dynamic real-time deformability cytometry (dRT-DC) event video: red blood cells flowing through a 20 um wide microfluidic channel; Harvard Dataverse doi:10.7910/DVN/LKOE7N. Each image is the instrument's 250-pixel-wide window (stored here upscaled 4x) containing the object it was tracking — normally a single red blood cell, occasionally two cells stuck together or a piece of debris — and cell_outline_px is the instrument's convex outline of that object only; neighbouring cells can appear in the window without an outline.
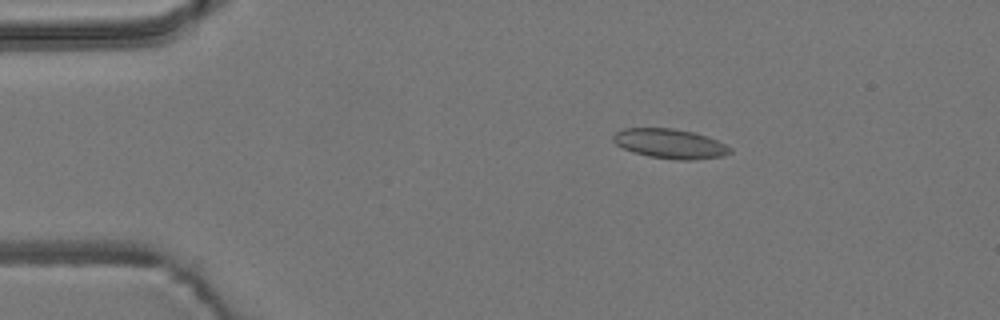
{"species": "common noctule bat (a hibernating species)", "species_latin": "Nyctalus noctula", "temperature_condition": "room temperature", "stored_images_in_passage": 51, "camera_frame_rate_fps": 3000, "um_per_image_px": 0.085, "animal": {"sex": "male", "body_mass_g": 19.2, "forearm_length_mm": 51.8}, "frame": {"image": 1, "passage_image": 5, "time_ms": 1.333, "image_size_px": [1000, 320], "cell_outline_px": [[732, 152], [724, 156], [692, 160], [680, 160], [648, 156], [632, 152], [616, 144], [612, 140], [612, 136], [616, 132], [624, 128], [672, 128], [696, 132], [708, 136], [732, 148]], "centroid_in_image_um": [56.96, 12.21], "position_along_channel_um": 28.0, "area_um2": 20.29}}
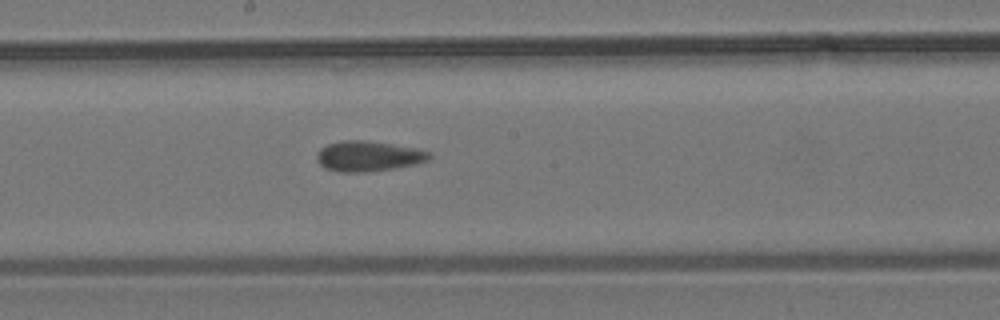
{"frame": {"image": 2, "passage_image": 25, "time_ms": 8.0, "image_size_px": [1000, 320], "cell_outline_px": [[432, 160], [416, 164], [396, 168], [372, 172], [340, 172], [324, 168], [316, 160], [316, 152], [320, 148], [328, 144], [340, 140], [364, 140], [392, 144], [416, 148], [432, 152]], "centroid_in_image_um": [31.33, 13.28], "position_along_channel_um": 216.9, "area_um2": 20.35}}
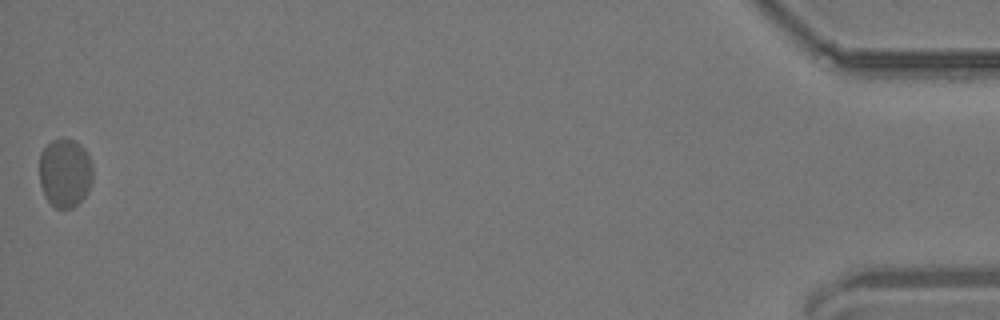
{"frame": {"image": 3, "passage_image": 51, "time_ms": 16.667, "image_size_px": [1000, 320], "cell_outline_px": [[92, 180], [88, 192], [72, 208], [56, 208], [44, 196], [40, 184], [40, 152], [52, 140], [72, 140], [80, 144], [84, 148], [92, 164]], "centroid_in_image_um": [5.52, 14.7], "position_along_channel_um": 429.7, "area_um2": 21.21}}